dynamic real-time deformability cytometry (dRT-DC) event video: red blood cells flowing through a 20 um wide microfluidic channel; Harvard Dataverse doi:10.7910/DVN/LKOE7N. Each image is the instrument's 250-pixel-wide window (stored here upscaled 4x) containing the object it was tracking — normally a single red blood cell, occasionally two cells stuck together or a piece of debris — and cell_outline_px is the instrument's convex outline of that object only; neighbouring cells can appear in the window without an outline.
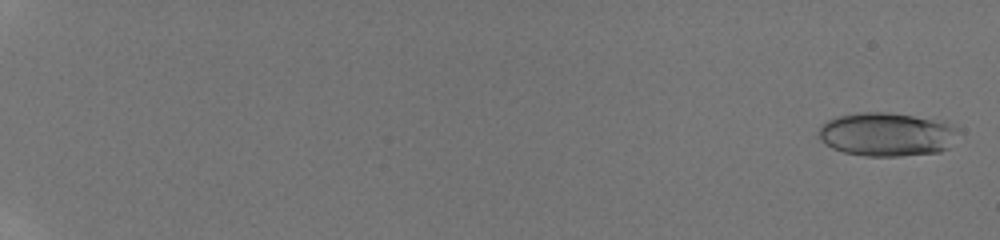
{"species": "human", "species_latin": "Homo sapiens", "temperature_condition": "room temperature", "stored_images_in_passage": 57, "camera_frame_rate_fps": 3000, "um_per_image_px": 0.085, "donor": {"sex": "male"}, "frame": {"image": 1, "passage_image": 2, "time_ms": 0.333, "image_size_px": [1000, 240], "cell_outline_px": [[956, 128], [948, 148], [940, 152], [900, 156], [864, 156], [844, 152], [832, 148], [824, 144], [820, 140], [816, 132], [820, 124], [836, 116], [860, 112], [888, 112], [944, 120]], "centroid_in_image_um": [75.29, 11.41], "position_along_channel_um": 9.7, "area_um2": 35.78}}
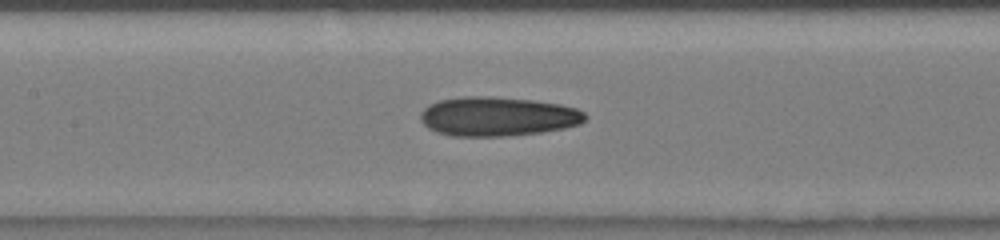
{"frame": {"image": 2, "passage_image": 32, "time_ms": 10.333, "image_size_px": [1000, 240], "cell_outline_px": [[588, 116], [580, 124], [564, 128], [540, 132], [504, 136], [452, 136], [436, 132], [428, 128], [420, 120], [420, 112], [428, 104], [440, 100], [464, 96], [492, 96], [532, 100], [560, 104], [576, 108], [584, 112]], "centroid_in_image_um": [42.28, 9.89], "position_along_channel_um": 165.1, "area_um2": 37.8}}
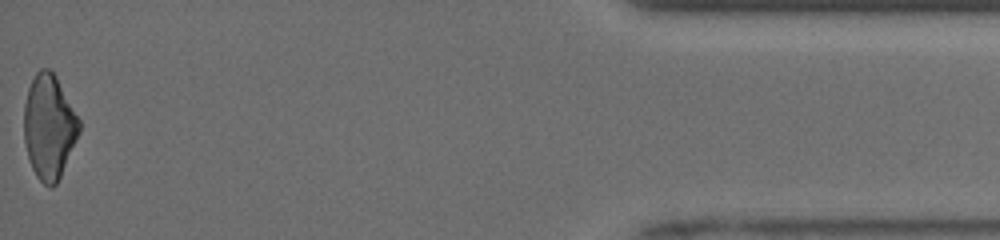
{"frame": {"image": 3, "passage_image": 57, "time_ms": 18.667, "image_size_px": [1000, 240], "cell_outline_px": [[80, 132], [60, 176], [56, 184], [52, 188], [48, 188], [36, 176], [28, 160], [24, 140], [24, 104], [28, 88], [36, 72], [40, 68], [48, 68], [56, 76], [80, 120]], "centroid_in_image_um": [4.16, 10.79], "position_along_channel_um": 431.0, "area_um2": 33.58}, "authors_computed_cell_mechanics": {"area_um2": 35.2002, "velocity_mm_per_s": 3.9852, "shape_relaxation_time_tau1_ms": 8.5498, "shape_relaxation_time_tau2_ms": 2.871, "deformation_change_tau1": 0.1951, "deformation_change_tau2": 0.12}}